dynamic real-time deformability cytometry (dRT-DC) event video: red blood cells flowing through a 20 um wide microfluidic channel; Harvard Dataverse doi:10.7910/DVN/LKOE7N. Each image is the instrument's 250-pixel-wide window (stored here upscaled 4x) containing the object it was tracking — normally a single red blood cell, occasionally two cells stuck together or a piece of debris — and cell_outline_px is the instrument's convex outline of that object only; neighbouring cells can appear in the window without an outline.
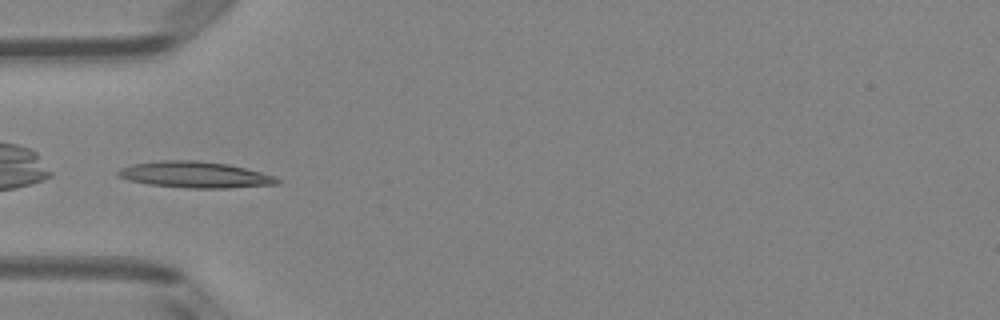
{"species": "Egyptian fruit bat (a non-hibernating species)", "species_latin": "Rousettus aegyptiacus", "temperature_condition": "room temperature", "stored_images_in_passage": 35, "camera_frame_rate_fps": 3000, "um_per_image_px": 0.085, "animal": {"sex": "female"}, "frame": {"image": 1, "passage_image": 1, "time_ms": 0.0, "image_size_px": [1000, 320], "cell_outline_px": [[280, 184], [228, 188], [188, 188], [148, 184], [128, 180], [116, 176], [116, 172], [120, 168], [132, 164], [160, 160], [196, 160], [228, 164], [276, 176], [280, 180]], "centroid_in_image_um": [16.56, 14.85], "position_along_channel_um": 68.4, "area_um2": 24.45}}
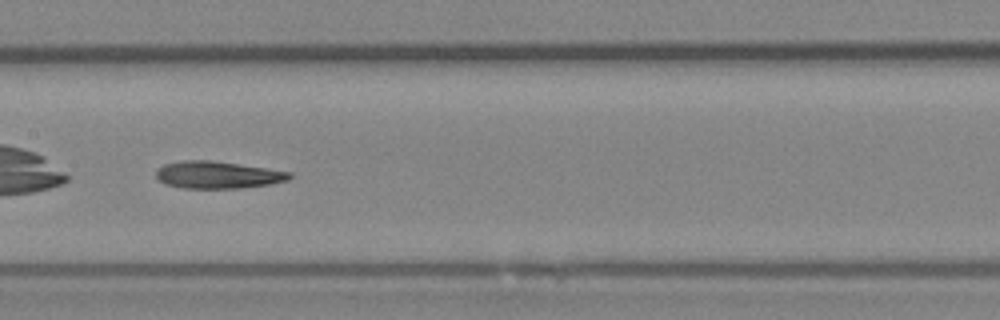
{"frame": {"image": 2, "passage_image": 10, "time_ms": 3.0, "image_size_px": [1000, 320], "cell_outline_px": [[292, 176], [288, 180], [272, 184], [240, 188], [180, 188], [164, 184], [156, 176], [156, 168], [164, 164], [184, 160], [208, 160], [292, 172]], "centroid_in_image_um": [18.47, 14.87], "position_along_channel_um": 188.9, "area_um2": 21.1}}
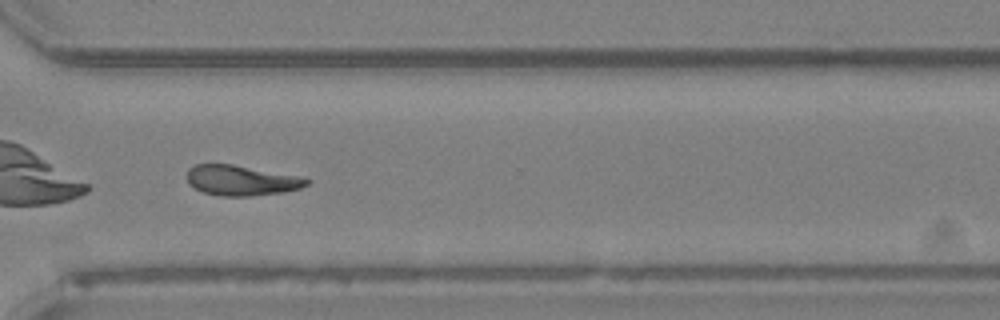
{"frame": {"image": 3, "passage_image": 22, "time_ms": 7.0, "image_size_px": [1000, 320], "cell_outline_px": [[312, 180], [308, 184], [300, 188], [284, 192], [248, 196], [220, 196], [204, 192], [188, 184], [184, 176], [188, 168], [196, 164], [232, 164], [304, 176]], "centroid_in_image_um": [20.52, 15.32], "position_along_channel_um": 350.1, "area_um2": 21.5}, "authors_computed_cell_mechanics": {"area_um2": 21.0392, "velocity_mm_per_s": 4.0374, "shape_relaxation_time_tau1_ms": 5.16, "shape_relaxation_time_tau2_ms": 3.5939, "deformation_change_tau1": 0.1518, "deformation_change_tau2": 0.1245}}